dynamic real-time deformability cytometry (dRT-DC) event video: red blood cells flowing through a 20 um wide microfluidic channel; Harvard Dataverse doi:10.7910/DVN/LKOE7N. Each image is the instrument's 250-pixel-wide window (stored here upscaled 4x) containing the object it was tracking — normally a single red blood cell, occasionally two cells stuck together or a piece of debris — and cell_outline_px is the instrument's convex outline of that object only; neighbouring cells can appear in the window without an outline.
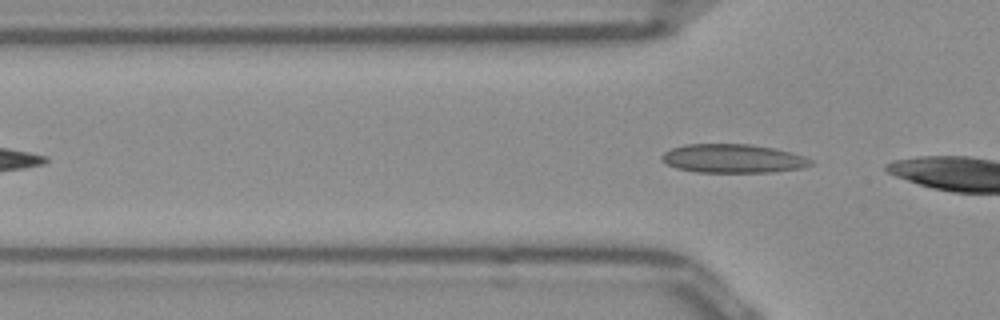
{"species": "Egyptian fruit bat (a non-hibernating species)", "species_latin": "Rousettus aegyptiacus", "temperature_condition": "room temperature", "stored_images_in_passage": 4, "camera_frame_rate_fps": 3000, "um_per_image_px": 0.085, "frame": {"image": 1, "passage_image": 3, "time_ms": 0.667, "image_size_px": [1000, 320], "cell_outline_px": [[812, 164], [800, 168], [768, 172], [696, 172], [676, 168], [664, 164], [660, 160], [660, 156], [664, 152], [672, 148], [688, 144], [748, 144], [772, 148], [792, 152], [804, 156], [812, 160]], "centroid_in_image_um": [62.24, 13.47], "position_along_channel_um": 63.6, "area_um2": 24.91}}